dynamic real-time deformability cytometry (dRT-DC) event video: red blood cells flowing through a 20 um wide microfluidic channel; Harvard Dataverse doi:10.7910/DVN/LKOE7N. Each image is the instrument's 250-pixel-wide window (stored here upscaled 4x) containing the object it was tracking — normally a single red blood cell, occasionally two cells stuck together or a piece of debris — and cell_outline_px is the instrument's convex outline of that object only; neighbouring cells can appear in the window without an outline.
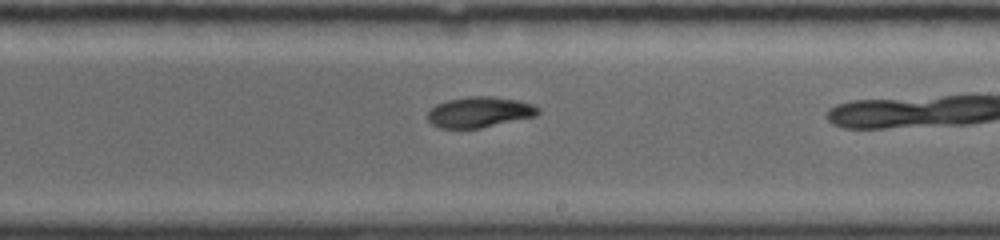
{"species": "common noctule bat (a hibernating species)", "species_latin": "Nyctalus noctula", "temperature_condition": "room temperature", "stored_images_in_passage": 19, "camera_frame_rate_fps": 4000, "um_per_image_px": 0.085, "animal": {"sex": "female", "body_mass_g": 19.0, "forearm_length_mm": 56.7}, "frame": {"image": 1, "passage_image": 9, "time_ms": 4.75, "image_size_px": [1000, 240], "cell_outline_px": [[540, 112], [536, 116], [480, 128], [440, 128], [432, 124], [428, 120], [428, 112], [436, 104], [448, 100], [468, 96], [492, 96], [516, 100], [532, 104], [540, 108]], "centroid_in_image_um": [40.76, 9.53], "position_along_channel_um": 248.2, "area_um2": 19.65}}
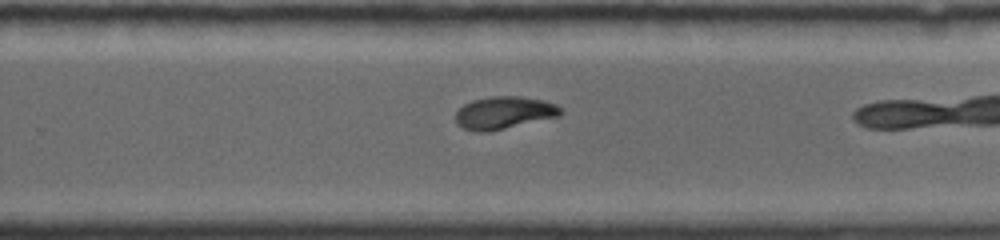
{"frame": {"image": 2, "passage_image": 11, "time_ms": 5.75, "image_size_px": [1000, 240], "cell_outline_px": [[560, 112], [556, 116], [488, 132], [480, 132], [464, 128], [456, 120], [456, 112], [464, 104], [472, 100], [492, 96], [520, 96], [544, 100], [556, 104], [560, 108]], "centroid_in_image_um": [42.81, 9.56], "position_along_channel_um": 287.0, "area_um2": 19.42}}